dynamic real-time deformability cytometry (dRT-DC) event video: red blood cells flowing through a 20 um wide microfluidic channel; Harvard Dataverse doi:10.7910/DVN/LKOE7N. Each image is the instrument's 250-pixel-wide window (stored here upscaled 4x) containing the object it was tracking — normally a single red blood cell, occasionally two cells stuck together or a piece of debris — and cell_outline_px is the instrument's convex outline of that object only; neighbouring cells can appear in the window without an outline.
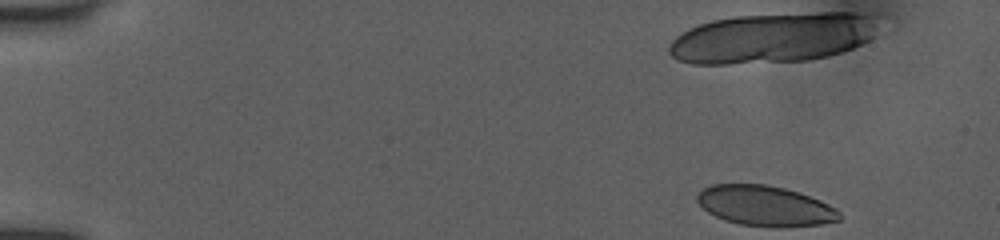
{"species": "human", "species_latin": "Homo sapiens", "temperature_condition": "room temperature", "stored_images_in_passage": 16, "segment_of_instrument_passage": [1, 2], "camera_frame_rate_fps": 3000, "um_per_image_px": 0.085, "donor": {"sex": "female"}, "frame": {"image": 1, "passage_image": 1, "time_ms": 0.0, "image_size_px": [1000, 240], "cell_outline_px": [[892, 12], [872, 36], [868, 40], [852, 48], [828, 56], [808, 60], [728, 64], [692, 64], [680, 60], [672, 56], [668, 52], [668, 48], [672, 40], [676, 36], [688, 28], [712, 20], [736, 16], [820, 12]], "centroid_in_image_um": [65.86, 3.17], "position_along_channel_um": 19.1, "area_um2": 62.66}}